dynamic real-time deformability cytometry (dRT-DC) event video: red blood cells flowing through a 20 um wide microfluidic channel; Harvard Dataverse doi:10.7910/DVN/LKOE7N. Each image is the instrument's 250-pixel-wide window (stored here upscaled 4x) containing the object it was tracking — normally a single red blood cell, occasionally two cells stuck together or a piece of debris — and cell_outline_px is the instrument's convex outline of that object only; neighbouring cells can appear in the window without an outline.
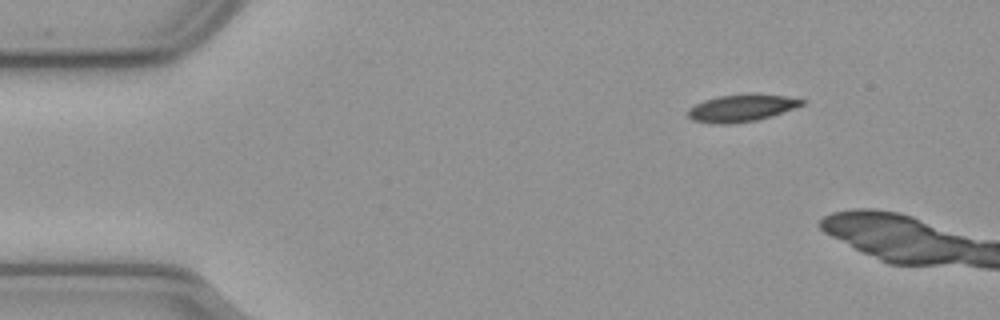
{"species": "common noctule bat (a hibernating species)", "species_latin": "Nyctalus noctula", "temperature_condition": "cold", "stored_images_in_passage": 5, "camera_frame_rate_fps": 3000, "um_per_image_px": 0.085, "animal": {"sex": "male", "body_mass_g": 23.1, "forearm_length_mm": 52.7}, "frame": {"image": 1, "passage_image": 1, "time_ms": 0.0, "image_size_px": [1000, 320], "cell_outline_px": [[804, 104], [772, 116], [756, 120], [728, 124], [720, 124], [692, 120], [688, 116], [688, 108], [704, 100], [720, 96], [752, 92], [784, 96], [804, 100]], "centroid_in_image_um": [63.02, 9.16], "position_along_channel_um": 22.0, "area_um2": 18.03}}